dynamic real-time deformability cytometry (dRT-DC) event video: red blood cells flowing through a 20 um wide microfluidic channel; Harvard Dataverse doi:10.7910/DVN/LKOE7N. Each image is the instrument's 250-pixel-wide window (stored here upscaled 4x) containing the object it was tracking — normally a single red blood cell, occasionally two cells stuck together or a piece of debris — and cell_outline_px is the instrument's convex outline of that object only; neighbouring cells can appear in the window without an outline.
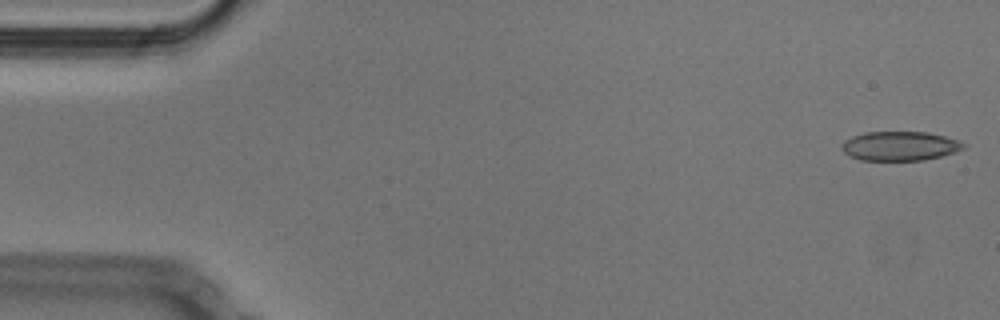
{"species": "Egyptian fruit bat (a non-hibernating species)", "species_latin": "Rousettus aegyptiacus", "temperature_condition": "cold", "stored_images_in_passage": 11, "camera_frame_rate_fps": 3000, "um_per_image_px": 0.085, "animal": {"sex": "male"}, "frame": {"image": 1, "passage_image": 1, "time_ms": 0.0, "image_size_px": [1000, 320], "cell_outline_px": [[968, 144], [964, 148], [956, 152], [924, 160], [860, 160], [848, 156], [840, 148], [840, 144], [844, 140], [852, 136], [864, 132], [928, 132], [944, 136]], "centroid_in_image_um": [76.45, 12.41], "position_along_channel_um": 8.5, "area_um2": 20.92}}